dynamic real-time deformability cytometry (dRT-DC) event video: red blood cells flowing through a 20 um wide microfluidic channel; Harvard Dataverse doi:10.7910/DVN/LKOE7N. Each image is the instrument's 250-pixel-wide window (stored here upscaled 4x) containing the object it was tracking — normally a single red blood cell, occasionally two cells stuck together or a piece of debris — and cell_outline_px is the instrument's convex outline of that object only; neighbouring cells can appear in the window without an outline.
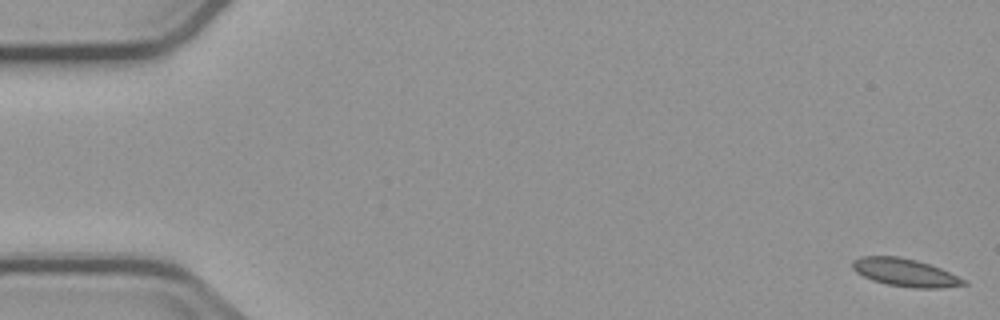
{"species": "common noctule bat (a hibernating species)", "species_latin": "Nyctalus noctula", "temperature_condition": "cold", "stored_images_in_passage": 7, "camera_frame_rate_fps": 3000, "um_per_image_px": 0.085, "animal": {"sex": "male", "body_mass_g": 23.1, "forearm_length_mm": 52.7}, "frame": {"image": 1, "passage_image": 1, "time_ms": 0.0, "image_size_px": [1000, 320], "cell_outline_px": [[968, 284], [940, 288], [916, 288], [888, 284], [872, 280], [856, 272], [852, 268], [852, 260], [860, 256], [896, 256], [916, 260], [940, 268], [968, 280]], "centroid_in_image_um": [76.94, 23.16], "position_along_channel_um": 8.1, "area_um2": 17.98}}
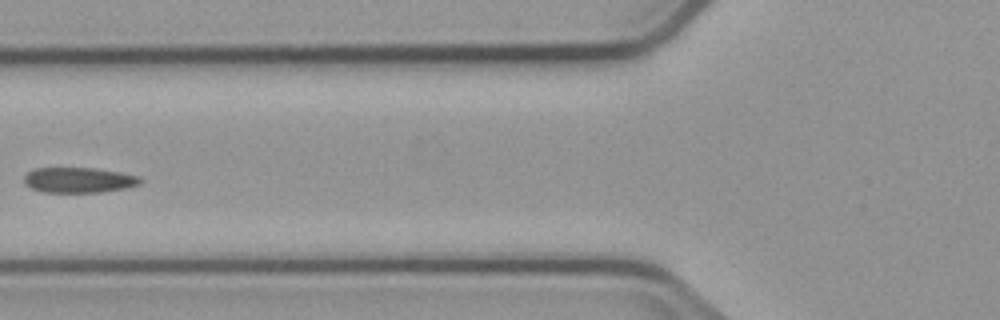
{"frame": {"image": 2, "passage_image": 6, "time_ms": 7.0, "image_size_px": [1000, 320], "cell_outline_px": [[144, 180], [140, 184], [124, 188], [100, 192], [40, 192], [28, 188], [24, 184], [24, 176], [28, 172], [36, 168], [92, 168], [120, 172], [140, 176]], "centroid_in_image_um": [6.67, 15.31], "position_along_channel_um": 119.1, "area_um2": 17.28}}
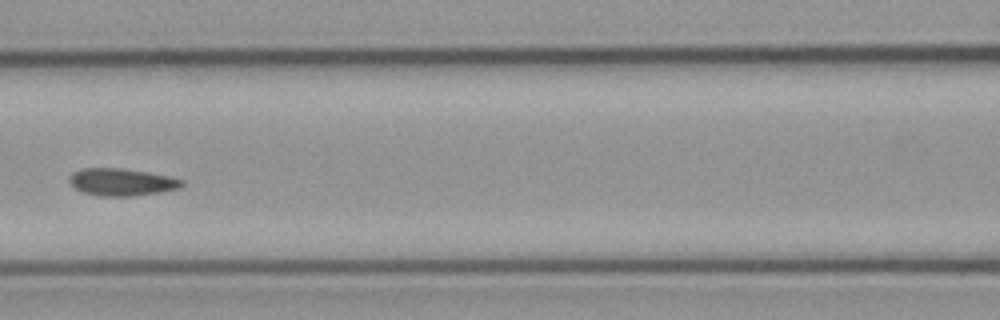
{"frame": {"image": 3, "passage_image": 7, "time_ms": 8.0, "image_size_px": [1000, 320], "cell_outline_px": [[184, 184], [180, 188], [160, 192], [136, 196], [100, 196], [84, 192], [76, 188], [68, 180], [68, 176], [72, 172], [80, 168], [120, 168], [148, 172], [168, 176], [184, 180]], "centroid_in_image_um": [10.34, 15.47], "position_along_channel_um": 156.3, "area_um2": 17.98}}